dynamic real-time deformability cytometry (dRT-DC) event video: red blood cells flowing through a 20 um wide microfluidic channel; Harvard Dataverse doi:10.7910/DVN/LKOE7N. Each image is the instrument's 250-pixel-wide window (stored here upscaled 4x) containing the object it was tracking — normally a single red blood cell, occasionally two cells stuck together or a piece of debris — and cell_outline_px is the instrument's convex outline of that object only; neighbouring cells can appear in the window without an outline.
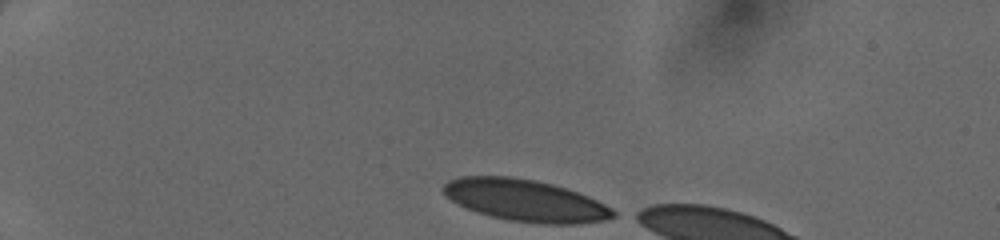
{"species": "human", "species_latin": "Homo sapiens", "temperature_condition": "cold", "stored_images_in_passage": 6, "camera_frame_rate_fps": 3000, "um_per_image_px": 0.085, "donor": {"sex": "female"}, "frame": {"image": 1, "passage_image": 1, "time_ms": 0.0, "image_size_px": [1000, 240], "cell_outline_px": [[620, 212], [616, 216], [604, 220], [576, 224], [544, 224], [508, 220], [476, 212], [452, 200], [440, 188], [448, 180], [460, 176], [508, 176], [536, 180], [552, 184], [588, 196]], "centroid_in_image_um": [44.67, 17.03], "position_along_channel_um": 40.3, "area_um2": 41.27}}